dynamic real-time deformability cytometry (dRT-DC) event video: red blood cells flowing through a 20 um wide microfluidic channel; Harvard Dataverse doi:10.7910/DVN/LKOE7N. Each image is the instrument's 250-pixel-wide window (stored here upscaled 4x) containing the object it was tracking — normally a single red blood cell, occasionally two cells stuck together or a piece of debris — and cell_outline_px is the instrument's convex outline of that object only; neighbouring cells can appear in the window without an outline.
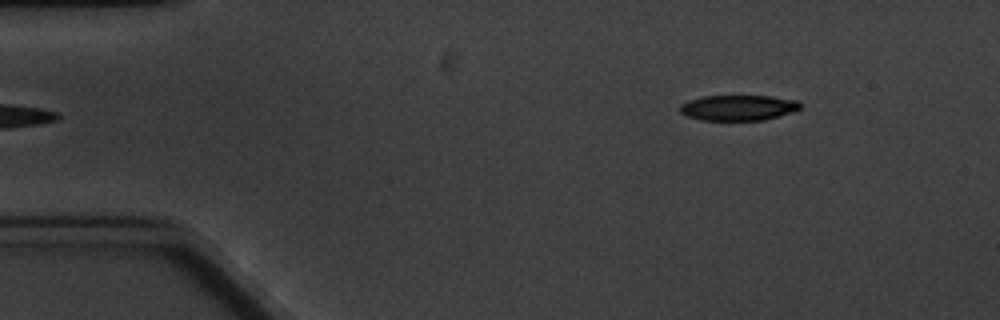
{"species": "common noctule bat (a hibernating species)", "species_latin": "Nyctalus noctula", "temperature_condition": "cold", "stored_images_in_passage": 5, "segment_of_instrument_passage": [2, 2], "camera_frame_rate_fps": 3000, "um_per_image_px": 0.085, "animal": {"sex": "male", "body_mass_g": 20.1, "forearm_length_mm": 53.5}, "frame": {"image": 1, "passage_image": 5, "time_ms": 5.333, "image_size_px": [1000, 320], "cell_outline_px": [[800, 108], [792, 112], [764, 120], [700, 120], [688, 116], [680, 112], [680, 104], [688, 100], [704, 96], [772, 96], [796, 100], [800, 104]], "centroid_in_image_um": [62.73, 9.15], "position_along_channel_um": 22.3, "area_um2": 17.8}}